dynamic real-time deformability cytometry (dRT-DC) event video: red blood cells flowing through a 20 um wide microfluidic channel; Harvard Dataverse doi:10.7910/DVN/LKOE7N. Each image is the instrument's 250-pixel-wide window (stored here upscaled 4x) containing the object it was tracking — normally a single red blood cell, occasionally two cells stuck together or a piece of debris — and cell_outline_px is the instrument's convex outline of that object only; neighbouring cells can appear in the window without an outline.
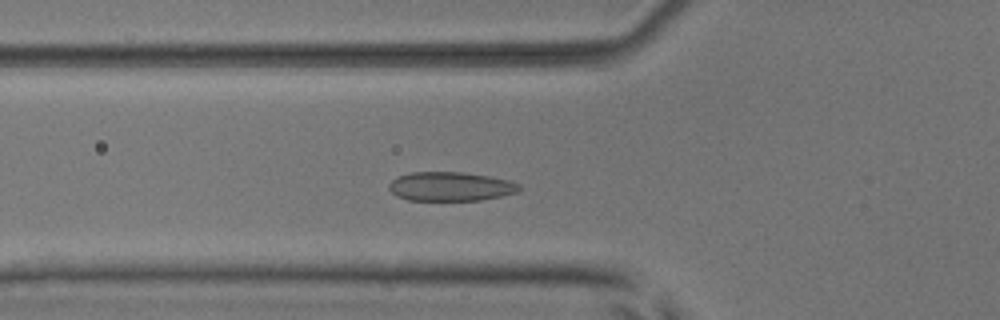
{"species": "common noctule bat (a hibernating species)", "species_latin": "Nyctalus noctula", "temperature_condition": "room temperature", "stored_images_in_passage": 45, "camera_frame_rate_fps": 3000, "um_per_image_px": 0.085, "animal": {"sex": "male", "body_mass_g": 17.9, "forearm_length_mm": 54.2}, "frame": {"image": 1, "passage_image": 12, "time_ms": 3.667, "image_size_px": [1000, 320], "cell_outline_px": [[520, 188], [516, 192], [500, 196], [480, 200], [408, 200], [396, 196], [388, 188], [388, 184], [396, 176], [412, 172], [464, 172], [488, 176], [508, 180], [520, 184]], "centroid_in_image_um": [38.25, 15.84], "position_along_channel_um": 87.6, "area_um2": 22.02}}
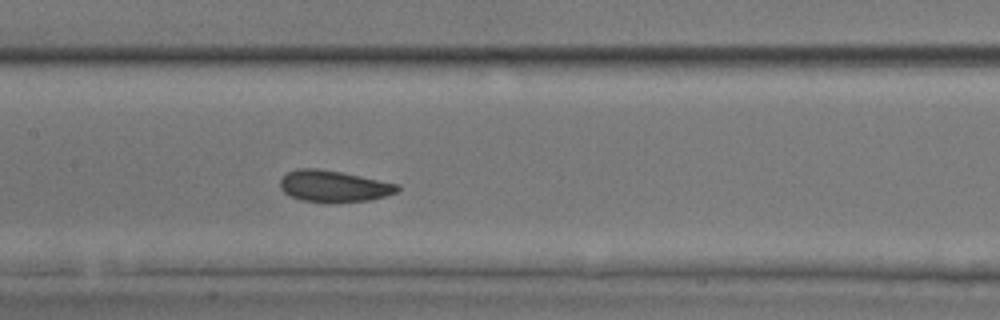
{"frame": {"image": 2, "passage_image": 19, "time_ms": 6.0, "image_size_px": [1000, 320], "cell_outline_px": [[400, 188], [396, 192], [384, 196], [368, 200], [328, 204], [300, 200], [288, 196], [280, 188], [280, 180], [284, 172], [296, 168], [316, 168], [340, 172], [400, 184]], "centroid_in_image_um": [28.3, 15.84], "position_along_channel_um": 179.1, "area_um2": 21.96}}
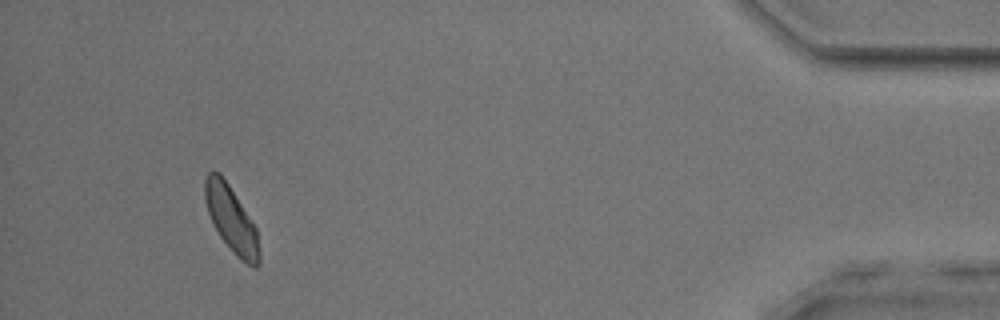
{"frame": {"image": 3, "passage_image": 42, "time_ms": 13.667, "image_size_px": [1000, 320], "cell_outline_px": [[260, 264], [256, 268], [252, 268], [240, 260], [236, 256], [220, 236], [208, 212], [204, 200], [204, 180], [208, 172], [220, 172], [228, 184], [256, 228], [260, 252]], "centroid_in_image_um": [19.67, 18.67], "position_along_channel_um": 415.5, "area_um2": 20.69}, "authors_computed_cell_mechanics": {"area_um2": 21.3282, "velocity_mm_per_s": 3.9221, "shape_relaxation_time_tau1_ms": 2.9008, "shape_relaxation_time_tau2_ms": 4.9487, "deformation_change_tau1": 0.0692, "deformation_change_tau2": 0.1147}}